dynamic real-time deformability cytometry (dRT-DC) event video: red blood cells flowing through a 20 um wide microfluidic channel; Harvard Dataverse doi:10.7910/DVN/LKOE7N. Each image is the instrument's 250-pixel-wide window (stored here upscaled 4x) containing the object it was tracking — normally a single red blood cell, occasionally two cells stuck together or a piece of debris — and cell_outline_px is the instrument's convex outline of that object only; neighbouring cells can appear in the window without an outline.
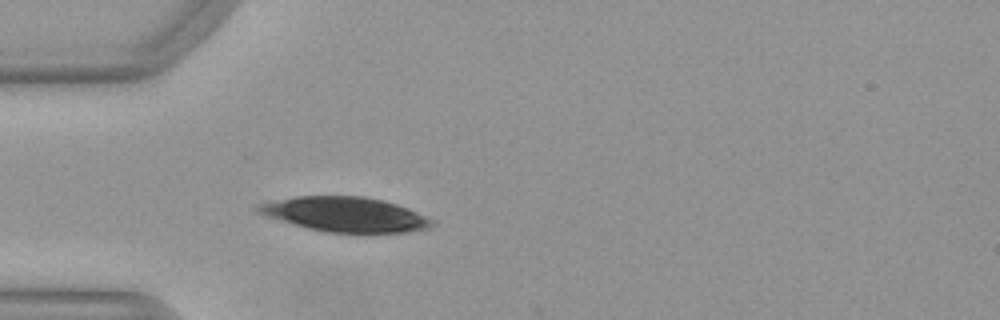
{"species": "Egyptian fruit bat (a non-hibernating species)", "species_latin": "Rousettus aegyptiacus", "temperature_condition": "warm", "stored_images_in_passage": 51, "camera_frame_rate_fps": 3000, "um_per_image_px": 0.085, "animal": {"sex": "female"}, "frame": {"image": 1, "passage_image": 15, "time_ms": 4.667, "image_size_px": [1000, 320], "cell_outline_px": [[432, 224], [428, 228], [408, 232], [328, 232], [308, 228], [264, 216], [256, 212], [256, 208], [260, 204], [296, 196], [364, 196], [384, 200], [408, 208], [432, 220]], "centroid_in_image_um": [29.32, 18.21], "position_along_channel_um": 55.7, "area_um2": 34.68}}
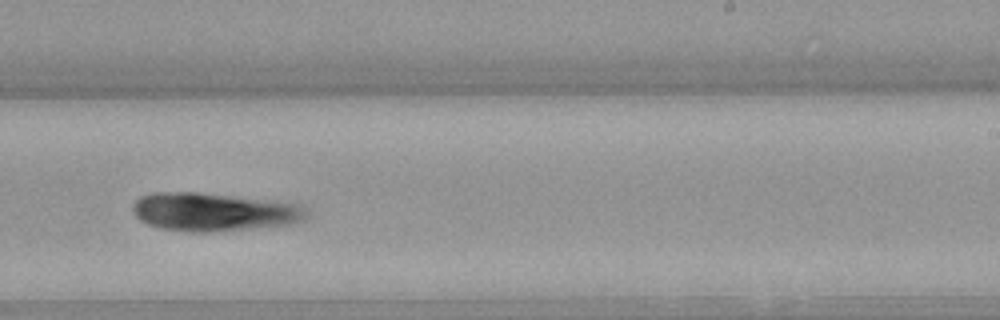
{"frame": {"image": 2, "passage_image": 32, "time_ms": 10.333, "image_size_px": [1000, 320], "cell_outline_px": [[308, 216], [296, 224], [216, 232], [188, 232], [160, 228], [148, 224], [140, 220], [136, 216], [132, 208], [136, 200], [140, 196], [152, 192], [196, 192], [296, 204], [304, 208]], "centroid_in_image_um": [18.13, 18.03], "position_along_channel_um": 270.9, "area_um2": 38.61}}